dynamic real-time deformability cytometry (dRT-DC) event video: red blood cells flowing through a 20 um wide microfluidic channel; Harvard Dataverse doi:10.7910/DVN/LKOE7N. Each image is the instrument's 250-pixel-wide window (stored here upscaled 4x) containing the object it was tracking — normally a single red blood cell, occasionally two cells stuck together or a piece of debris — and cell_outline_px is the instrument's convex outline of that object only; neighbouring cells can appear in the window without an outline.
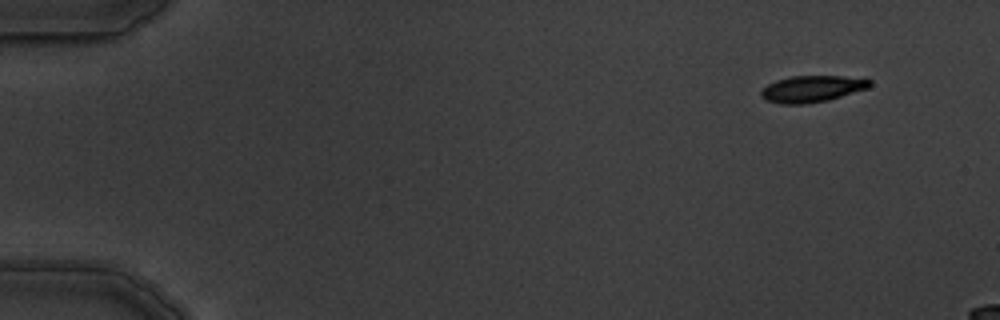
{"species": "common noctule bat (a hibernating species)", "species_latin": "Nyctalus noctula", "temperature_condition": "warm", "stored_images_in_passage": 6, "segment_of_instrument_passage": [2, 2], "camera_frame_rate_fps": 3000, "um_per_image_px": 0.085, "animal": {"sex": "male", "body_mass_g": 19.5, "forearm_length_mm": 54.6}, "frame": {"image": 1, "passage_image": 6, "time_ms": 6.0, "image_size_px": [1000, 320], "cell_outline_px": [[872, 84], [868, 88], [828, 100], [804, 104], [780, 104], [764, 100], [760, 96], [760, 92], [768, 84], [776, 80], [792, 76], [844, 76], [872, 80]], "centroid_in_image_um": [68.99, 7.55], "position_along_channel_um": 16.0, "area_um2": 16.82}}